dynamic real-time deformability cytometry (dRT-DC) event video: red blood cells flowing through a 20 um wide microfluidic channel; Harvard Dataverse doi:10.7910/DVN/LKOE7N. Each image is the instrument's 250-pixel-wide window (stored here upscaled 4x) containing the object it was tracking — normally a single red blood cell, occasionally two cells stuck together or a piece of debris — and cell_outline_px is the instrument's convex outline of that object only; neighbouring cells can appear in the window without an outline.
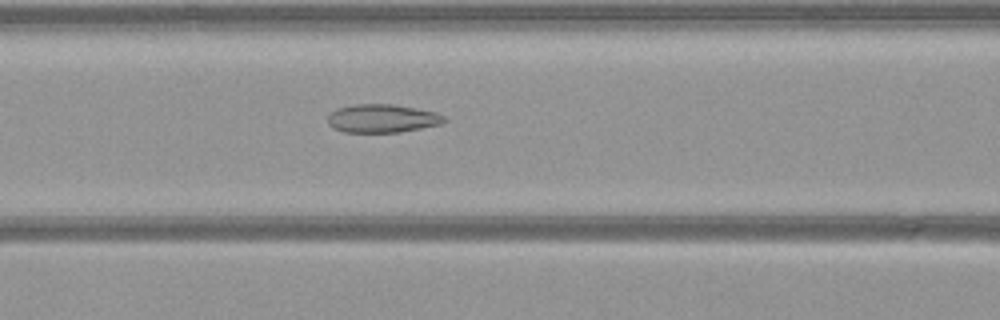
{"species": "common noctule bat (a hibernating species)", "species_latin": "Nyctalus noctula", "temperature_condition": "warm", "stored_images_in_passage": 34, "camera_frame_rate_fps": 3000, "um_per_image_px": 0.085, "animal": {"sex": "female", "body_mass_g": 21.9}, "frame": {"image": 1, "passage_image": 7, "time_ms": 2.0, "image_size_px": [1000, 320], "cell_outline_px": [[448, 120], [440, 124], [400, 132], [344, 132], [332, 128], [328, 124], [328, 116], [336, 108], [356, 104], [392, 104], [416, 108], [436, 112], [444, 116]], "centroid_in_image_um": [32.48, 10.06], "position_along_channel_um": 134.1, "area_um2": 19.25}}
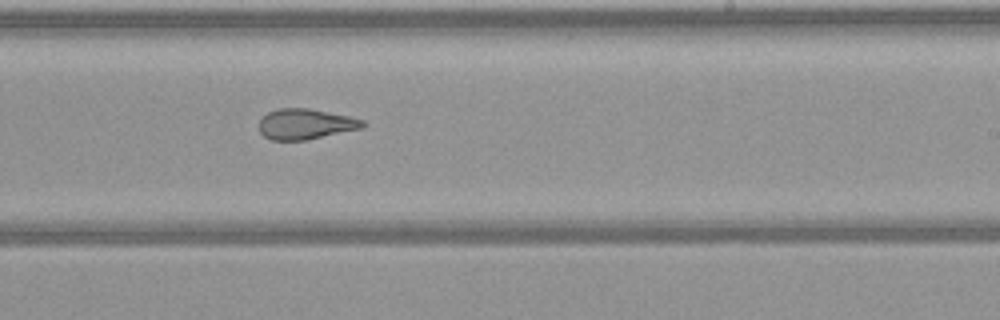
{"frame": {"image": 2, "passage_image": 17, "time_ms": 5.333, "image_size_px": [1000, 320], "cell_outline_px": [[368, 124], [364, 128], [308, 140], [272, 140], [264, 136], [260, 132], [260, 120], [268, 112], [276, 108], [308, 108], [348, 116], [364, 120]], "centroid_in_image_um": [26.01, 10.55], "position_along_channel_um": 263.0, "area_um2": 18.55}}
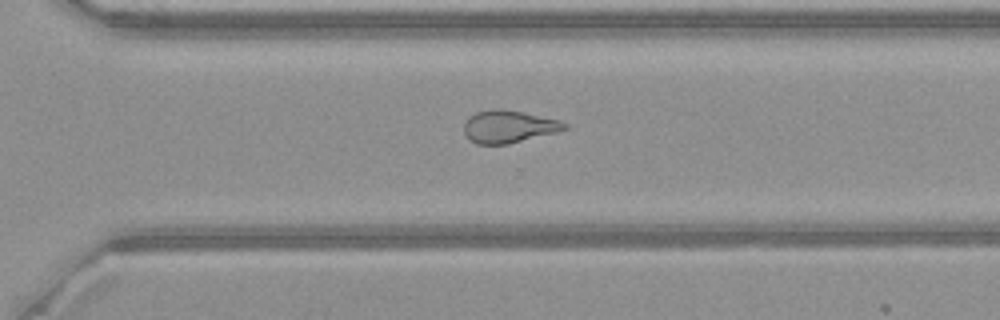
{"frame": {"image": 3, "passage_image": 22, "time_ms": 7.0, "image_size_px": [1000, 320], "cell_outline_px": [[568, 128], [556, 132], [508, 144], [476, 144], [464, 132], [464, 124], [468, 116], [476, 112], [492, 108], [500, 108], [524, 112], [560, 120], [568, 124]], "centroid_in_image_um": [43.24, 10.74], "position_along_channel_um": 327.4, "area_um2": 19.07}}